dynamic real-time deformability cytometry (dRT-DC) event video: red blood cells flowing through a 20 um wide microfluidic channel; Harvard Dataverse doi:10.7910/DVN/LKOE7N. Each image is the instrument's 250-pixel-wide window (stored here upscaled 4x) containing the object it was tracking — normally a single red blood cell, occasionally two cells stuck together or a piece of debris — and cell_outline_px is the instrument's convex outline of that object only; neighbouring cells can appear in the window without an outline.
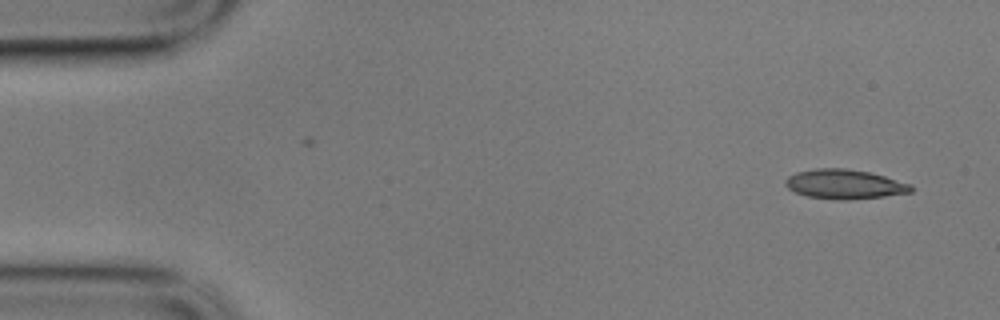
{"species": "common noctule bat (a hibernating species)", "species_latin": "Nyctalus noctula", "temperature_condition": "cold", "stored_images_in_passage": 5, "camera_frame_rate_fps": 3000, "um_per_image_px": 0.085, "animal": {"sex": "male", "body_mass_g": 17.9}, "frame": {"image": 1, "passage_image": 1, "time_ms": 0.0, "image_size_px": [1000, 320], "cell_outline_px": [[912, 192], [884, 196], [848, 200], [836, 200], [808, 196], [796, 192], [788, 188], [784, 184], [784, 180], [788, 176], [796, 172], [816, 168], [844, 168], [868, 172], [884, 176], [912, 184]], "centroid_in_image_um": [71.77, 15.65], "position_along_channel_um": 13.2, "area_um2": 21.56}}
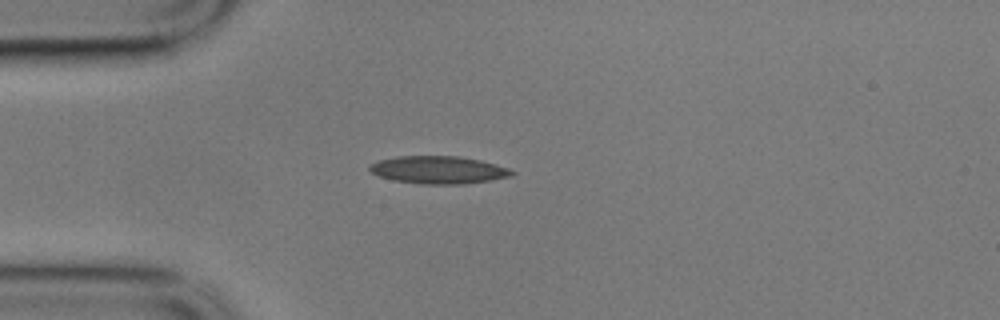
{"frame": {"image": 2, "passage_image": 4, "time_ms": 1.0, "image_size_px": [1000, 320], "cell_outline_px": [[516, 172], [512, 176], [492, 180], [464, 184], [424, 184], [396, 180], [380, 176], [372, 172], [368, 168], [372, 164], [380, 160], [396, 156], [460, 156], [480, 160], [496, 164], [508, 168]], "centroid_in_image_um": [37.33, 14.44], "position_along_channel_um": 47.7, "area_um2": 22.77}}